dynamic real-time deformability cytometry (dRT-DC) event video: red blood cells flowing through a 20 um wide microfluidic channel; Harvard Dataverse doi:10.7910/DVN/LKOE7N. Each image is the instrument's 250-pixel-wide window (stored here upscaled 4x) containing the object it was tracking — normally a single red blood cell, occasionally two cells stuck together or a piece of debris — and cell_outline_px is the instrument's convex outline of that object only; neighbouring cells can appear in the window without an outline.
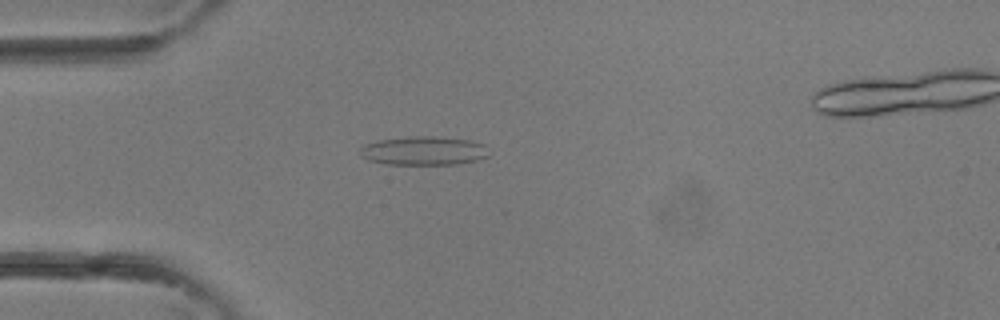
{"species": "common noctule bat (a hibernating species)", "species_latin": "Nyctalus noctula", "temperature_condition": "room temperature", "stored_images_in_passage": 4, "camera_frame_rate_fps": 3000, "um_per_image_px": 0.085, "animal": {"sex": "female"}, "frame": {"image": 1, "passage_image": 3, "time_ms": 0.667, "image_size_px": [1000, 320], "cell_outline_px": [[488, 156], [476, 160], [456, 164], [388, 164], [368, 160], [360, 156], [360, 148], [364, 144], [380, 140], [408, 136], [432, 136], [468, 140], [484, 144]], "centroid_in_image_um": [35.97, 12.81], "position_along_channel_um": 49.0, "area_um2": 21.44}}